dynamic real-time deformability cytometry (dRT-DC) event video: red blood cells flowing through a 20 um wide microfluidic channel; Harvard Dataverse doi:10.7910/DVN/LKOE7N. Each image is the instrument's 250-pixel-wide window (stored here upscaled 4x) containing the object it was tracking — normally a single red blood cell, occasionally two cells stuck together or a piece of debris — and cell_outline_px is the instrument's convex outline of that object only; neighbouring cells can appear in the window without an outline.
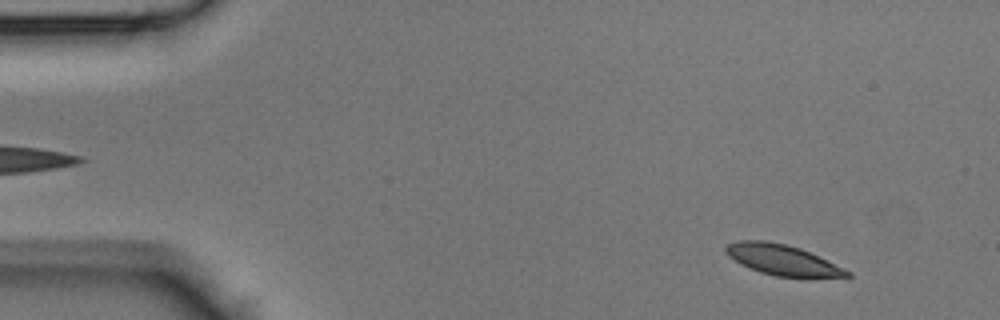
{"species": "Egyptian fruit bat (a non-hibernating species)", "species_latin": "Rousettus aegyptiacus", "temperature_condition": "room temperature", "stored_images_in_passage": 45, "camera_frame_rate_fps": 3000, "um_per_image_px": 0.085, "animal": {"sex": "male"}, "frame": {"image": 1, "passage_image": 4, "time_ms": 1.0, "image_size_px": [1000, 320], "cell_outline_px": [[852, 276], [812, 280], [804, 280], [776, 276], [760, 272], [748, 268], [740, 264], [728, 256], [724, 252], [724, 248], [728, 244], [740, 240], [764, 240], [784, 244], [800, 248], [844, 268], [852, 272]], "centroid_in_image_um": [66.57, 22.15], "position_along_channel_um": 18.4, "area_um2": 22.37}}
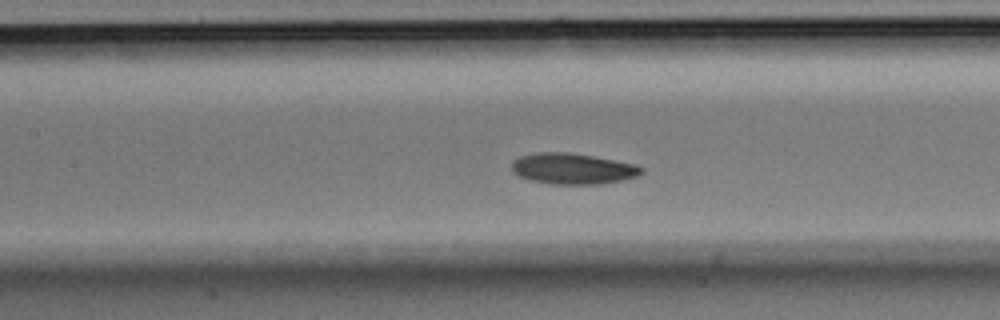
{"frame": {"image": 2, "passage_image": 20, "time_ms": 6.333, "image_size_px": [1000, 320], "cell_outline_px": [[644, 172], [636, 176], [620, 180], [600, 184], [552, 184], [528, 180], [512, 172], [512, 160], [520, 156], [536, 152], [568, 152], [592, 156], [636, 164], [644, 168]], "centroid_in_image_um": [48.65, 14.33], "position_along_channel_um": 158.7, "area_um2": 23.41}}
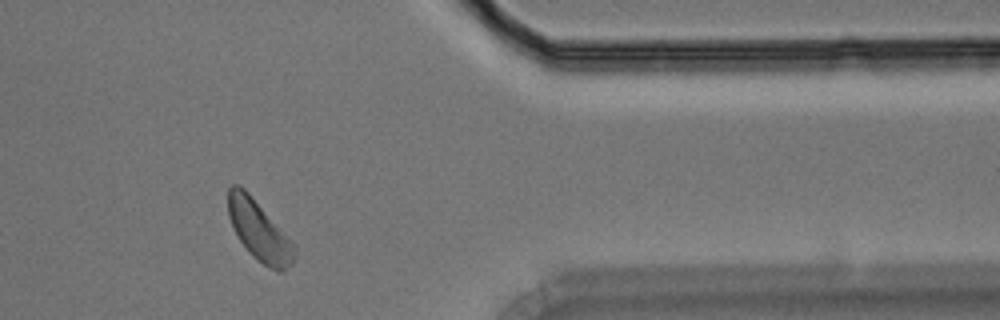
{"frame": {"image": 3, "passage_image": 37, "time_ms": 12.0, "image_size_px": [1000, 320], "cell_outline_px": [[292, 264], [280, 272], [276, 272], [268, 268], [256, 260], [248, 252], [240, 240], [228, 216], [228, 188], [232, 184], [240, 184], [248, 192], [292, 244]], "centroid_in_image_um": [21.94, 19.61], "position_along_channel_um": 389.5, "area_um2": 22.2}}